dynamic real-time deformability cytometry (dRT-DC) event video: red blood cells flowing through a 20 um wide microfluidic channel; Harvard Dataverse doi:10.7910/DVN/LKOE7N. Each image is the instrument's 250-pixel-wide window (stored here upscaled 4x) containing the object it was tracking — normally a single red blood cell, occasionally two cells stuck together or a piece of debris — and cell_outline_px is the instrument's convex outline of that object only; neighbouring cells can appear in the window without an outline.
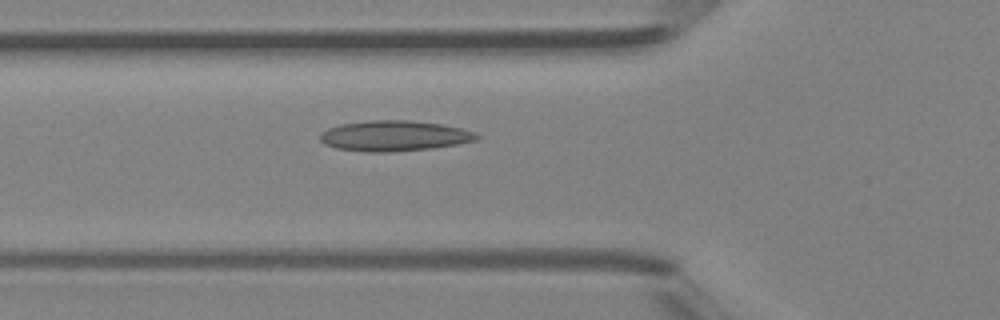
{"species": "Egyptian fruit bat (a non-hibernating species)", "species_latin": "Rousettus aegyptiacus", "temperature_condition": "room temperature", "stored_images_in_passage": 33, "camera_frame_rate_fps": 3000, "um_per_image_px": 0.085, "animal": {"sex": "female"}, "frame": {"image": 1, "passage_image": 6, "time_ms": 1.667, "image_size_px": [1000, 320], "cell_outline_px": [[480, 136], [476, 140], [456, 144], [432, 148], [388, 152], [368, 152], [336, 148], [324, 144], [320, 140], [320, 132], [328, 128], [340, 124], [368, 120], [412, 120], [440, 124], [460, 128], [476, 132]], "centroid_in_image_um": [33.48, 11.54], "position_along_channel_um": 92.3, "area_um2": 27.86}}
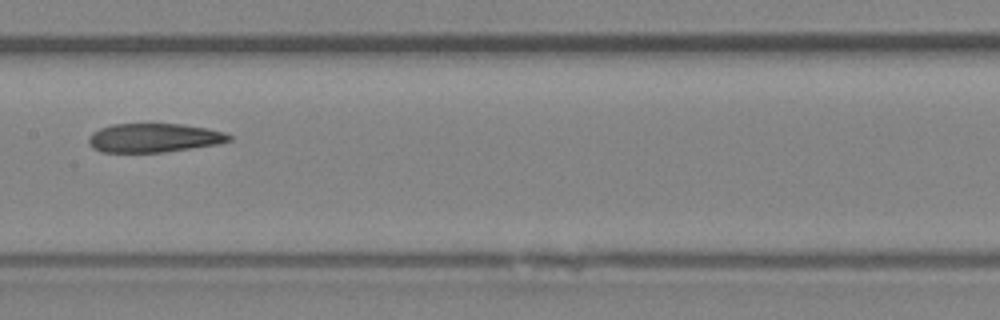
{"frame": {"image": 2, "passage_image": 13, "time_ms": 4.0, "image_size_px": [1000, 320], "cell_outline_px": [[232, 140], [216, 144], [164, 152], [100, 152], [92, 148], [88, 144], [88, 140], [92, 132], [100, 128], [112, 124], [184, 124], [208, 128], [224, 132], [232, 136]], "centroid_in_image_um": [13.06, 11.71], "position_along_channel_um": 194.3, "area_um2": 23.7}}
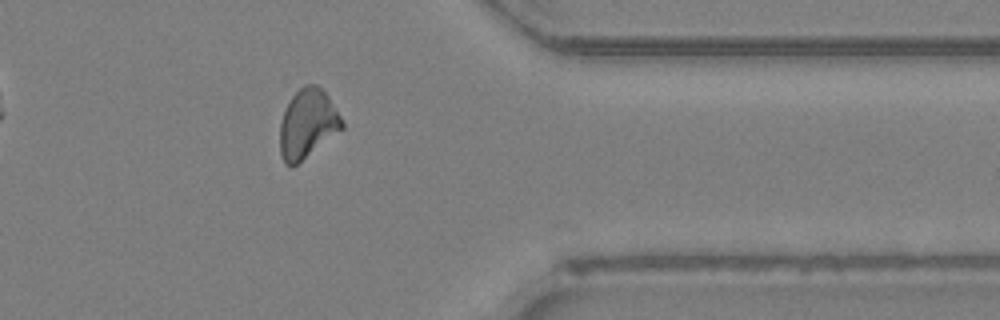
{"frame": {"image": 3, "passage_image": 27, "time_ms": 8.667, "image_size_px": [1000, 320], "cell_outline_px": [[344, 128], [292, 168], [284, 164], [280, 152], [280, 124], [284, 112], [292, 96], [304, 84], [316, 84], [328, 96], [340, 116], [344, 124]], "centroid_in_image_um": [26.13, 10.55], "position_along_channel_um": 385.3, "area_um2": 24.8}}